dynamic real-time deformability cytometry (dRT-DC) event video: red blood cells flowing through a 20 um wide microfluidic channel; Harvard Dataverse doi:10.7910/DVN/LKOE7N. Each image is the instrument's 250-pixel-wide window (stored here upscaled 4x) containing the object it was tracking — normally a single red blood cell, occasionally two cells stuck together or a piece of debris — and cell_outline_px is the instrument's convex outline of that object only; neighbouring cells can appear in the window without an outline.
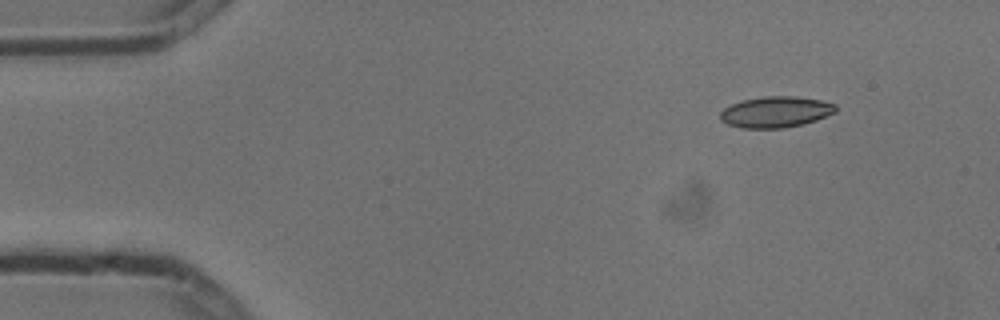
{"species": "common noctule bat (a hibernating species)", "species_latin": "Nyctalus noctula", "temperature_condition": "cold", "stored_images_in_passage": 6, "camera_frame_rate_fps": 3000, "um_per_image_px": 0.085, "animal": {"sex": "male", "body_mass_g": 13.3}, "frame": {"image": 1, "passage_image": 1, "time_ms": 0.0, "image_size_px": [1000, 320], "cell_outline_px": [[836, 112], [816, 120], [784, 128], [744, 128], [728, 124], [720, 120], [720, 112], [724, 108], [732, 104], [744, 100], [764, 96], [792, 96], [820, 100], [836, 104]], "centroid_in_image_um": [65.93, 9.51], "position_along_channel_um": 19.1, "area_um2": 20.69}}
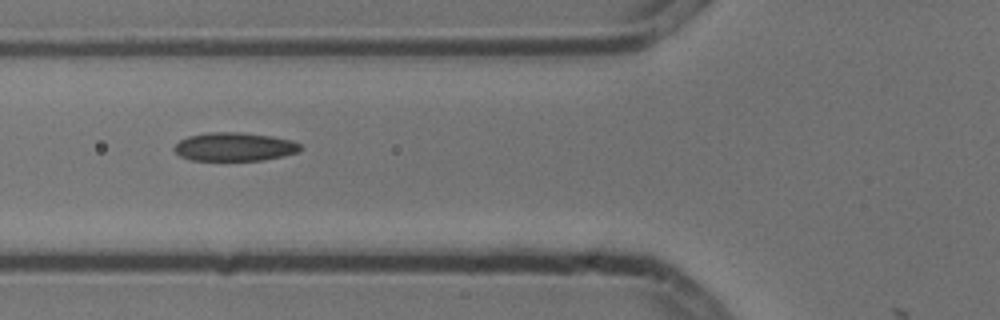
{"frame": {"image": 2, "passage_image": 5, "time_ms": 1.333, "image_size_px": [1000, 320], "cell_outline_px": [[300, 148], [296, 152], [284, 156], [264, 160], [192, 160], [180, 156], [172, 148], [180, 140], [188, 136], [208, 132], [240, 132], [272, 136], [292, 140], [300, 144]], "centroid_in_image_um": [19.91, 12.47], "position_along_channel_um": 105.9, "area_um2": 20.92}}
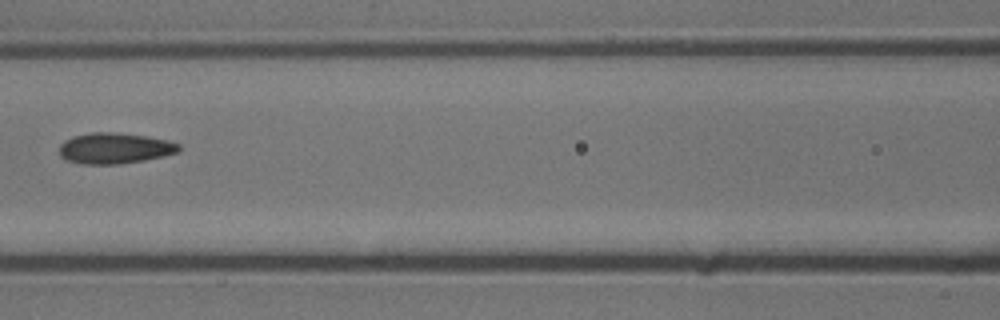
{"frame": {"image": 3, "passage_image": 6, "time_ms": 1.667, "image_size_px": [1000, 320], "cell_outline_px": [[180, 152], [144, 160], [120, 164], [84, 164], [68, 160], [60, 156], [60, 144], [64, 140], [72, 136], [92, 132], [116, 132], [148, 136], [168, 140], [180, 144]], "centroid_in_image_um": [9.76, 12.59], "position_along_channel_um": 156.8, "area_um2": 21.62}}